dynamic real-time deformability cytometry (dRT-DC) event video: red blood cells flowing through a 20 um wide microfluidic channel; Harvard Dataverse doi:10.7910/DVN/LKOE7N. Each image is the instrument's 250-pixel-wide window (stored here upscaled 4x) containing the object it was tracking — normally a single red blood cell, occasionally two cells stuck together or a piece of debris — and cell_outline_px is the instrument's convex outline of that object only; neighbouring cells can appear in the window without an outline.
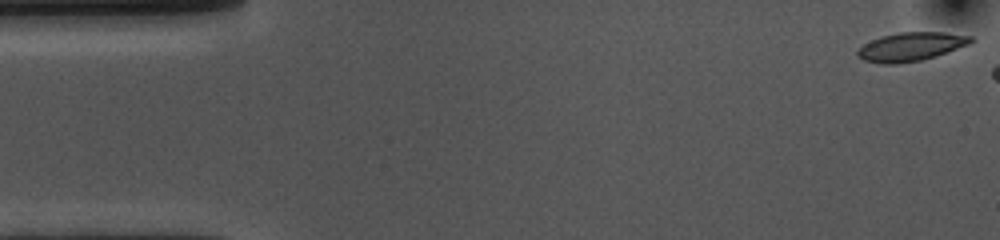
{"species": "common noctule bat (a hibernating species)", "species_latin": "Nyctalus noctula", "temperature_condition": "cold", "stored_images_in_passage": 6, "camera_frame_rate_fps": 3000, "um_per_image_px": 0.085, "animal": {"sex": "female", "body_mass_g": 10.0, "forearm_length_mm": 53.1}, "frame": {"image": 1, "passage_image": 1, "time_ms": 0.0, "image_size_px": [1000, 240], "cell_outline_px": [[976, 40], [968, 44], [936, 56], [924, 60], [892, 64], [884, 64], [864, 60], [856, 56], [856, 52], [864, 44], [880, 36], [900, 32], [944, 32], [972, 36]], "centroid_in_image_um": [77.43, 3.96], "position_along_channel_um": 7.6, "area_um2": 18.9}}